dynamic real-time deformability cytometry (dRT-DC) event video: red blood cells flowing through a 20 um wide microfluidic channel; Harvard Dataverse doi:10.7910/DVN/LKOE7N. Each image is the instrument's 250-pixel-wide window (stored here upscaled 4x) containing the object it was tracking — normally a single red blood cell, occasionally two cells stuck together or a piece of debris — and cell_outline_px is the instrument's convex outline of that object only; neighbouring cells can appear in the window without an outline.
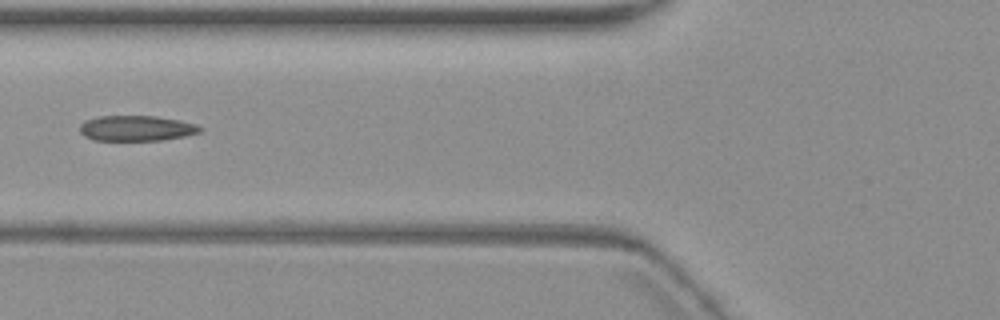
{"species": "common noctule bat (a hibernating species)", "species_latin": "Nyctalus noctula", "temperature_condition": "warm", "stored_images_in_passage": 10, "camera_frame_rate_fps": 3000, "um_per_image_px": 0.085, "animal": {"sex": "female", "body_mass_g": 19.3, "forearm_length_mm": 54.1}, "frame": {"image": 1, "passage_image": 5, "time_ms": 5.667, "image_size_px": [1000, 320], "cell_outline_px": [[204, 128], [200, 132], [184, 136], [160, 140], [92, 140], [84, 136], [80, 132], [80, 124], [84, 120], [100, 116], [156, 116], [180, 120], [196, 124]], "centroid_in_image_um": [11.59, 10.9], "position_along_channel_um": 114.2, "area_um2": 17.86}}
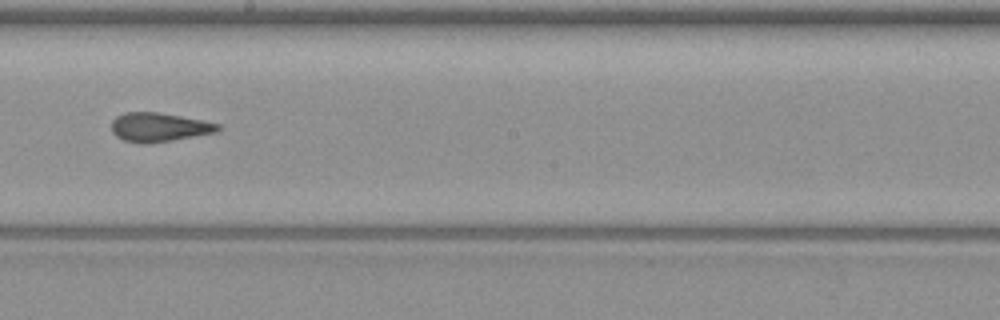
{"frame": {"image": 2, "passage_image": 8, "time_ms": 9.0, "image_size_px": [1000, 320], "cell_outline_px": [[220, 128], [216, 132], [172, 140], [148, 144], [140, 144], [124, 140], [116, 136], [112, 132], [112, 120], [116, 116], [124, 112], [156, 112], [180, 116], [220, 124]], "centroid_in_image_um": [13.47, 10.82], "position_along_channel_um": 234.7, "area_um2": 17.86}}
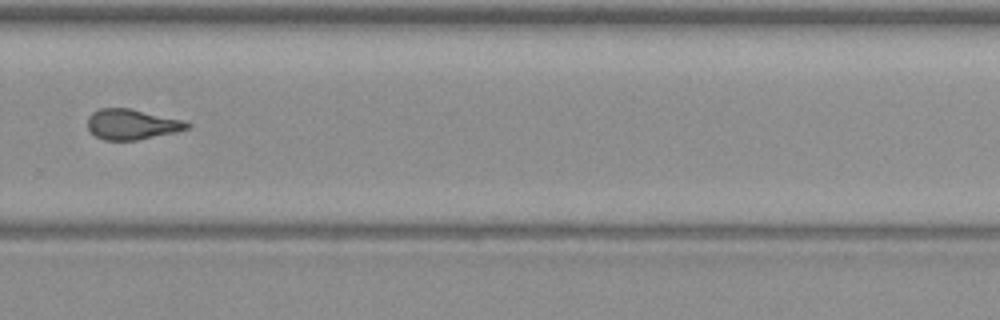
{"frame": {"image": 3, "passage_image": 10, "time_ms": 11.333, "image_size_px": [1000, 320], "cell_outline_px": [[192, 128], [176, 132], [136, 140], [104, 140], [96, 136], [88, 128], [88, 116], [92, 112], [100, 108], [128, 108], [184, 120], [192, 124]], "centroid_in_image_um": [11.24, 10.56], "position_along_channel_um": 318.6, "area_um2": 17.63}}